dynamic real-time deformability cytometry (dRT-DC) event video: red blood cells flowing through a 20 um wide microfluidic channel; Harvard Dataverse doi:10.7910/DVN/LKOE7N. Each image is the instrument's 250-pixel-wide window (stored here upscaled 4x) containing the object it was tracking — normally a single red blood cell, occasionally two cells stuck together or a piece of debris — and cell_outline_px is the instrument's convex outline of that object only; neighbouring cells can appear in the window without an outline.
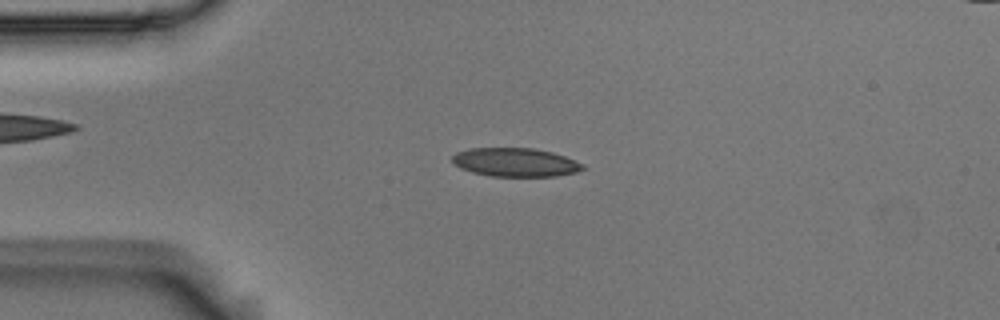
{"species": "Egyptian fruit bat (a non-hibernating species)", "species_latin": "Rousettus aegyptiacus", "temperature_condition": "room temperature", "stored_images_in_passage": 52, "camera_frame_rate_fps": 3000, "um_per_image_px": 0.085, "animal": {"sex": "male"}, "frame": {"image": 1, "passage_image": 11, "time_ms": 3.333, "image_size_px": [1000, 320], "cell_outline_px": [[588, 168], [576, 172], [556, 176], [492, 176], [472, 172], [460, 168], [452, 160], [452, 156], [456, 152], [468, 148], [532, 148], [552, 152], [564, 156], [584, 164]], "centroid_in_image_um": [43.82, 13.79], "position_along_channel_um": 41.2, "area_um2": 21.79}}
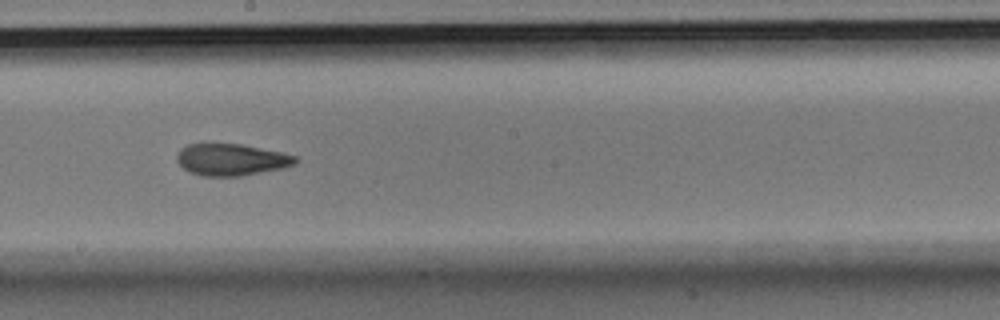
{"frame": {"image": 2, "passage_image": 28, "time_ms": 9.0, "image_size_px": [1000, 320], "cell_outline_px": [[300, 160], [296, 164], [284, 168], [240, 176], [200, 176], [188, 172], [176, 160], [176, 156], [180, 148], [188, 144], [208, 140], [240, 144], [284, 152], [296, 156]], "centroid_in_image_um": [19.63, 13.53], "position_along_channel_um": 228.6, "area_um2": 22.95}}
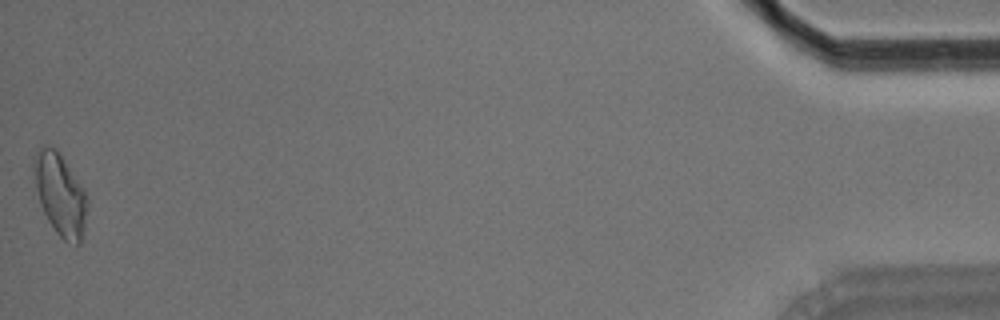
{"frame": {"image": 3, "passage_image": 52, "time_ms": 17.0, "image_size_px": [1000, 320], "cell_outline_px": [[88, 208], [84, 236], [80, 244], [76, 244], [64, 240], [56, 232], [32, 196], [32, 168], [36, 152], [40, 148], [56, 148], [84, 188], [88, 196]], "centroid_in_image_um": [5.08, 16.57], "position_along_channel_um": 430.1, "area_um2": 26.53}, "authors_computed_cell_mechanics": {"area_um2": 22.3108, "velocity_mm_per_s": 3.7158, "shape_relaxation_time_tau1_ms": 4.8027, "shape_relaxation_time_tau2_ms": 2.5131, "deformation_change_tau1": 0.146, "deformation_change_tau2": 0.0869}}